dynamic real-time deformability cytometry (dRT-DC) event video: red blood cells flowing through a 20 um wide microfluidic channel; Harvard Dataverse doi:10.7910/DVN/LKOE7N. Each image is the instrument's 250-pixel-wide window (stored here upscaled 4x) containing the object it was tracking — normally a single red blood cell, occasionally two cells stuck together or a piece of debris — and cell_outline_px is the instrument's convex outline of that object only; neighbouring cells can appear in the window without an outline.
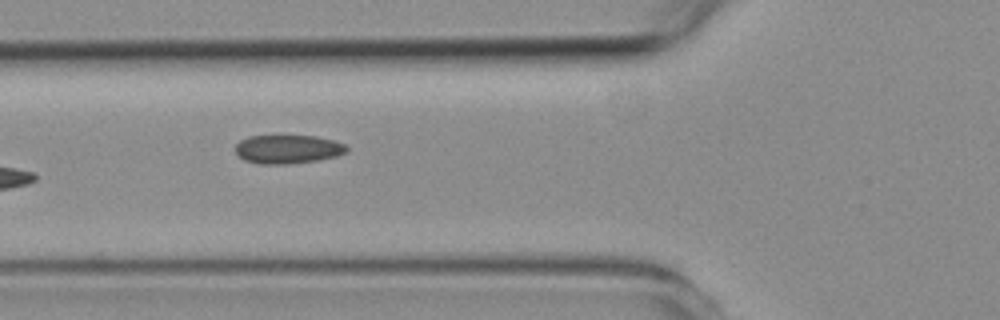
{"species": "common noctule bat (a hibernating species)", "species_latin": "Nyctalus noctula", "temperature_condition": "room temperature", "stored_images_in_passage": 6, "camera_frame_rate_fps": 3000, "um_per_image_px": 0.085, "animal": {"sex": "female", "body_mass_g": 19.3, "forearm_length_mm": 54.1}, "frame": {"image": 1, "passage_image": 4, "time_ms": 5.0, "image_size_px": [1000, 320], "cell_outline_px": [[348, 152], [336, 156], [320, 160], [288, 164], [260, 164], [244, 160], [236, 152], [236, 144], [240, 140], [248, 136], [316, 136], [332, 140], [344, 144], [348, 148]], "centroid_in_image_um": [24.47, 12.69], "position_along_channel_um": 101.3, "area_um2": 18.61}}
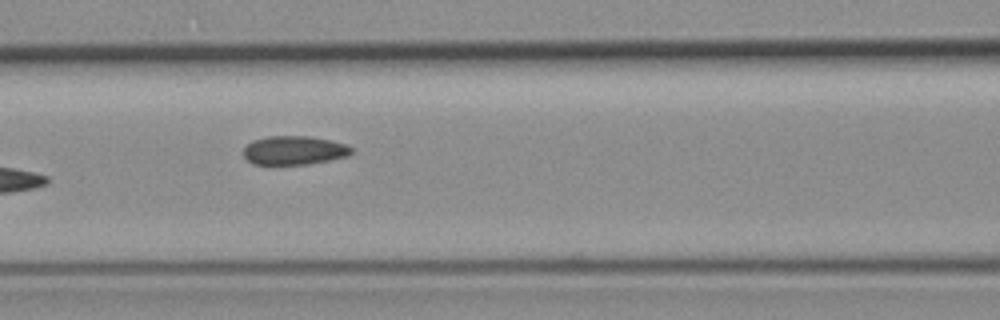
{"frame": {"image": 2, "passage_image": 5, "time_ms": 6.0, "image_size_px": [1000, 320], "cell_outline_px": [[352, 152], [348, 156], [308, 164], [252, 164], [244, 156], [244, 148], [252, 140], [268, 136], [308, 136], [332, 140], [344, 144], [352, 148]], "centroid_in_image_um": [24.99, 12.77], "position_along_channel_um": 141.6, "area_um2": 18.03}}
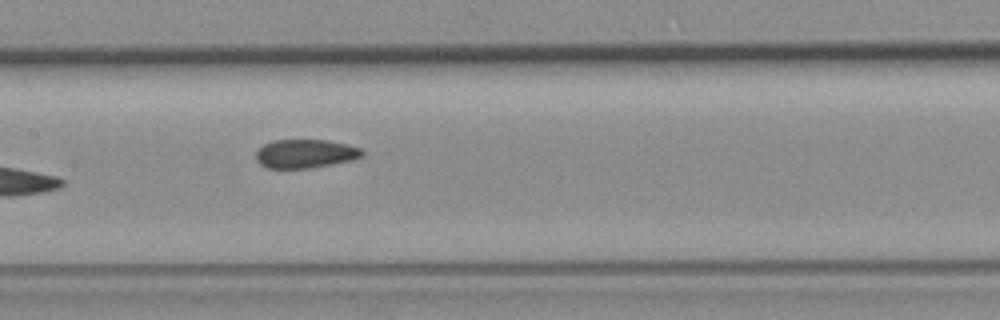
{"frame": {"image": 3, "passage_image": 6, "time_ms": 7.0, "image_size_px": [1000, 320], "cell_outline_px": [[364, 156], [352, 160], [332, 164], [308, 168], [264, 168], [256, 160], [256, 152], [264, 144], [272, 140], [328, 140], [348, 144], [360, 148], [364, 152]], "centroid_in_image_um": [25.96, 13.06], "position_along_channel_um": 181.4, "area_um2": 17.86}}